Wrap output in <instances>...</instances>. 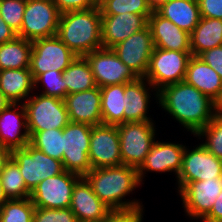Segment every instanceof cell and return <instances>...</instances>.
Here are the masks:
<instances>
[{
  "mask_svg": "<svg viewBox=\"0 0 222 222\" xmlns=\"http://www.w3.org/2000/svg\"><path fill=\"white\" fill-rule=\"evenodd\" d=\"M157 104L193 136L217 114V104L185 81L161 88Z\"/></svg>",
  "mask_w": 222,
  "mask_h": 222,
  "instance_id": "1",
  "label": "cell"
},
{
  "mask_svg": "<svg viewBox=\"0 0 222 222\" xmlns=\"http://www.w3.org/2000/svg\"><path fill=\"white\" fill-rule=\"evenodd\" d=\"M84 178L97 197L111 210L142 206V203L137 199H127L128 201L125 199L127 195L133 193L132 191L142 186L138 177V170L134 167L120 165L94 168Z\"/></svg>",
  "mask_w": 222,
  "mask_h": 222,
  "instance_id": "2",
  "label": "cell"
},
{
  "mask_svg": "<svg viewBox=\"0 0 222 222\" xmlns=\"http://www.w3.org/2000/svg\"><path fill=\"white\" fill-rule=\"evenodd\" d=\"M56 36L77 56L102 48L100 8L61 14Z\"/></svg>",
  "mask_w": 222,
  "mask_h": 222,
  "instance_id": "3",
  "label": "cell"
},
{
  "mask_svg": "<svg viewBox=\"0 0 222 222\" xmlns=\"http://www.w3.org/2000/svg\"><path fill=\"white\" fill-rule=\"evenodd\" d=\"M154 121L127 122L117 125L122 165L138 169L156 139Z\"/></svg>",
  "mask_w": 222,
  "mask_h": 222,
  "instance_id": "4",
  "label": "cell"
},
{
  "mask_svg": "<svg viewBox=\"0 0 222 222\" xmlns=\"http://www.w3.org/2000/svg\"><path fill=\"white\" fill-rule=\"evenodd\" d=\"M33 93L24 103L28 132L63 129L70 123L62 99Z\"/></svg>",
  "mask_w": 222,
  "mask_h": 222,
  "instance_id": "5",
  "label": "cell"
},
{
  "mask_svg": "<svg viewBox=\"0 0 222 222\" xmlns=\"http://www.w3.org/2000/svg\"><path fill=\"white\" fill-rule=\"evenodd\" d=\"M191 51L154 48L145 79L159 91L164 86L184 81Z\"/></svg>",
  "mask_w": 222,
  "mask_h": 222,
  "instance_id": "6",
  "label": "cell"
},
{
  "mask_svg": "<svg viewBox=\"0 0 222 222\" xmlns=\"http://www.w3.org/2000/svg\"><path fill=\"white\" fill-rule=\"evenodd\" d=\"M92 126L70 122L63 128L64 170L84 177L91 169L89 146Z\"/></svg>",
  "mask_w": 222,
  "mask_h": 222,
  "instance_id": "7",
  "label": "cell"
},
{
  "mask_svg": "<svg viewBox=\"0 0 222 222\" xmlns=\"http://www.w3.org/2000/svg\"><path fill=\"white\" fill-rule=\"evenodd\" d=\"M11 159L18 165L27 188L33 189L43 180L64 172L62 161L31 146L13 149Z\"/></svg>",
  "mask_w": 222,
  "mask_h": 222,
  "instance_id": "8",
  "label": "cell"
},
{
  "mask_svg": "<svg viewBox=\"0 0 222 222\" xmlns=\"http://www.w3.org/2000/svg\"><path fill=\"white\" fill-rule=\"evenodd\" d=\"M60 13L53 0H27L18 37L28 41L55 36Z\"/></svg>",
  "mask_w": 222,
  "mask_h": 222,
  "instance_id": "9",
  "label": "cell"
},
{
  "mask_svg": "<svg viewBox=\"0 0 222 222\" xmlns=\"http://www.w3.org/2000/svg\"><path fill=\"white\" fill-rule=\"evenodd\" d=\"M77 57L56 35L32 41L29 70L34 80L47 71L63 72Z\"/></svg>",
  "mask_w": 222,
  "mask_h": 222,
  "instance_id": "10",
  "label": "cell"
},
{
  "mask_svg": "<svg viewBox=\"0 0 222 222\" xmlns=\"http://www.w3.org/2000/svg\"><path fill=\"white\" fill-rule=\"evenodd\" d=\"M214 177H222V159L215 157L200 143L191 150L185 146L176 182L178 193L190 182Z\"/></svg>",
  "mask_w": 222,
  "mask_h": 222,
  "instance_id": "11",
  "label": "cell"
},
{
  "mask_svg": "<svg viewBox=\"0 0 222 222\" xmlns=\"http://www.w3.org/2000/svg\"><path fill=\"white\" fill-rule=\"evenodd\" d=\"M88 61L98 87L128 84L138 77L127 67L112 50L99 48L84 56Z\"/></svg>",
  "mask_w": 222,
  "mask_h": 222,
  "instance_id": "12",
  "label": "cell"
},
{
  "mask_svg": "<svg viewBox=\"0 0 222 222\" xmlns=\"http://www.w3.org/2000/svg\"><path fill=\"white\" fill-rule=\"evenodd\" d=\"M81 176L64 171L41 181L31 192L30 199L37 208H68L72 191Z\"/></svg>",
  "mask_w": 222,
  "mask_h": 222,
  "instance_id": "13",
  "label": "cell"
},
{
  "mask_svg": "<svg viewBox=\"0 0 222 222\" xmlns=\"http://www.w3.org/2000/svg\"><path fill=\"white\" fill-rule=\"evenodd\" d=\"M152 32L149 26L132 34L126 40L116 44L112 50L138 78H144L154 51Z\"/></svg>",
  "mask_w": 222,
  "mask_h": 222,
  "instance_id": "14",
  "label": "cell"
},
{
  "mask_svg": "<svg viewBox=\"0 0 222 222\" xmlns=\"http://www.w3.org/2000/svg\"><path fill=\"white\" fill-rule=\"evenodd\" d=\"M89 160L92 169L122 165L117 126L107 124L92 126Z\"/></svg>",
  "mask_w": 222,
  "mask_h": 222,
  "instance_id": "15",
  "label": "cell"
},
{
  "mask_svg": "<svg viewBox=\"0 0 222 222\" xmlns=\"http://www.w3.org/2000/svg\"><path fill=\"white\" fill-rule=\"evenodd\" d=\"M222 191V177L188 183L179 195L182 207L190 220H202L211 210Z\"/></svg>",
  "mask_w": 222,
  "mask_h": 222,
  "instance_id": "16",
  "label": "cell"
},
{
  "mask_svg": "<svg viewBox=\"0 0 222 222\" xmlns=\"http://www.w3.org/2000/svg\"><path fill=\"white\" fill-rule=\"evenodd\" d=\"M186 145L172 142L155 141L142 165L137 169L140 183L147 172H173L176 178L182 167V157ZM147 171V172H146Z\"/></svg>",
  "mask_w": 222,
  "mask_h": 222,
  "instance_id": "17",
  "label": "cell"
},
{
  "mask_svg": "<svg viewBox=\"0 0 222 222\" xmlns=\"http://www.w3.org/2000/svg\"><path fill=\"white\" fill-rule=\"evenodd\" d=\"M29 139L23 103H10L0 112V143L12 151L24 148Z\"/></svg>",
  "mask_w": 222,
  "mask_h": 222,
  "instance_id": "18",
  "label": "cell"
},
{
  "mask_svg": "<svg viewBox=\"0 0 222 222\" xmlns=\"http://www.w3.org/2000/svg\"><path fill=\"white\" fill-rule=\"evenodd\" d=\"M147 26L148 19L139 14L124 12L117 15H101L103 48H112Z\"/></svg>",
  "mask_w": 222,
  "mask_h": 222,
  "instance_id": "19",
  "label": "cell"
},
{
  "mask_svg": "<svg viewBox=\"0 0 222 222\" xmlns=\"http://www.w3.org/2000/svg\"><path fill=\"white\" fill-rule=\"evenodd\" d=\"M64 102L70 122L91 126L102 124L100 87L67 94Z\"/></svg>",
  "mask_w": 222,
  "mask_h": 222,
  "instance_id": "20",
  "label": "cell"
},
{
  "mask_svg": "<svg viewBox=\"0 0 222 222\" xmlns=\"http://www.w3.org/2000/svg\"><path fill=\"white\" fill-rule=\"evenodd\" d=\"M69 208L78 222H103L111 210L97 197L84 177L74 185Z\"/></svg>",
  "mask_w": 222,
  "mask_h": 222,
  "instance_id": "21",
  "label": "cell"
},
{
  "mask_svg": "<svg viewBox=\"0 0 222 222\" xmlns=\"http://www.w3.org/2000/svg\"><path fill=\"white\" fill-rule=\"evenodd\" d=\"M151 92L155 95L157 102L158 91L145 78H137L135 81L125 84V97L123 99L124 123L154 121L147 115L151 101Z\"/></svg>",
  "mask_w": 222,
  "mask_h": 222,
  "instance_id": "22",
  "label": "cell"
},
{
  "mask_svg": "<svg viewBox=\"0 0 222 222\" xmlns=\"http://www.w3.org/2000/svg\"><path fill=\"white\" fill-rule=\"evenodd\" d=\"M154 46L165 50L191 51L190 34L178 28L169 19L153 11L148 18Z\"/></svg>",
  "mask_w": 222,
  "mask_h": 222,
  "instance_id": "23",
  "label": "cell"
},
{
  "mask_svg": "<svg viewBox=\"0 0 222 222\" xmlns=\"http://www.w3.org/2000/svg\"><path fill=\"white\" fill-rule=\"evenodd\" d=\"M184 81L198 89L216 104L222 98L221 77L198 56L190 58Z\"/></svg>",
  "mask_w": 222,
  "mask_h": 222,
  "instance_id": "24",
  "label": "cell"
},
{
  "mask_svg": "<svg viewBox=\"0 0 222 222\" xmlns=\"http://www.w3.org/2000/svg\"><path fill=\"white\" fill-rule=\"evenodd\" d=\"M0 91L11 103H24L35 91L29 68L0 70Z\"/></svg>",
  "mask_w": 222,
  "mask_h": 222,
  "instance_id": "25",
  "label": "cell"
},
{
  "mask_svg": "<svg viewBox=\"0 0 222 222\" xmlns=\"http://www.w3.org/2000/svg\"><path fill=\"white\" fill-rule=\"evenodd\" d=\"M156 12L189 34L201 19L197 0H171Z\"/></svg>",
  "mask_w": 222,
  "mask_h": 222,
  "instance_id": "26",
  "label": "cell"
},
{
  "mask_svg": "<svg viewBox=\"0 0 222 222\" xmlns=\"http://www.w3.org/2000/svg\"><path fill=\"white\" fill-rule=\"evenodd\" d=\"M222 46V19L201 17L198 25L190 33L192 56L205 50Z\"/></svg>",
  "mask_w": 222,
  "mask_h": 222,
  "instance_id": "27",
  "label": "cell"
},
{
  "mask_svg": "<svg viewBox=\"0 0 222 222\" xmlns=\"http://www.w3.org/2000/svg\"><path fill=\"white\" fill-rule=\"evenodd\" d=\"M102 124L117 126L124 123L125 84L101 87Z\"/></svg>",
  "mask_w": 222,
  "mask_h": 222,
  "instance_id": "28",
  "label": "cell"
},
{
  "mask_svg": "<svg viewBox=\"0 0 222 222\" xmlns=\"http://www.w3.org/2000/svg\"><path fill=\"white\" fill-rule=\"evenodd\" d=\"M32 42L21 37L0 44V70L29 68Z\"/></svg>",
  "mask_w": 222,
  "mask_h": 222,
  "instance_id": "29",
  "label": "cell"
},
{
  "mask_svg": "<svg viewBox=\"0 0 222 222\" xmlns=\"http://www.w3.org/2000/svg\"><path fill=\"white\" fill-rule=\"evenodd\" d=\"M62 75L66 84V95L97 87L90 65L84 56H77Z\"/></svg>",
  "mask_w": 222,
  "mask_h": 222,
  "instance_id": "30",
  "label": "cell"
},
{
  "mask_svg": "<svg viewBox=\"0 0 222 222\" xmlns=\"http://www.w3.org/2000/svg\"><path fill=\"white\" fill-rule=\"evenodd\" d=\"M29 144L46 155L62 161L63 129H51L39 132H29Z\"/></svg>",
  "mask_w": 222,
  "mask_h": 222,
  "instance_id": "31",
  "label": "cell"
},
{
  "mask_svg": "<svg viewBox=\"0 0 222 222\" xmlns=\"http://www.w3.org/2000/svg\"><path fill=\"white\" fill-rule=\"evenodd\" d=\"M0 180L9 200L30 198L31 191L27 188L18 165L11 158L5 164Z\"/></svg>",
  "mask_w": 222,
  "mask_h": 222,
  "instance_id": "32",
  "label": "cell"
},
{
  "mask_svg": "<svg viewBox=\"0 0 222 222\" xmlns=\"http://www.w3.org/2000/svg\"><path fill=\"white\" fill-rule=\"evenodd\" d=\"M34 210L30 198L8 200L0 208V222H33Z\"/></svg>",
  "mask_w": 222,
  "mask_h": 222,
  "instance_id": "33",
  "label": "cell"
},
{
  "mask_svg": "<svg viewBox=\"0 0 222 222\" xmlns=\"http://www.w3.org/2000/svg\"><path fill=\"white\" fill-rule=\"evenodd\" d=\"M195 137L205 139L201 144L215 157L222 159V115L216 114Z\"/></svg>",
  "mask_w": 222,
  "mask_h": 222,
  "instance_id": "34",
  "label": "cell"
},
{
  "mask_svg": "<svg viewBox=\"0 0 222 222\" xmlns=\"http://www.w3.org/2000/svg\"><path fill=\"white\" fill-rule=\"evenodd\" d=\"M101 15L134 13L145 16L152 14L146 0H105L100 6Z\"/></svg>",
  "mask_w": 222,
  "mask_h": 222,
  "instance_id": "35",
  "label": "cell"
},
{
  "mask_svg": "<svg viewBox=\"0 0 222 222\" xmlns=\"http://www.w3.org/2000/svg\"><path fill=\"white\" fill-rule=\"evenodd\" d=\"M35 90L40 84L43 90L40 94L56 97L64 100L66 96V84L63 80L62 72L59 71H47L45 73L40 74L35 80ZM42 84V85H41Z\"/></svg>",
  "mask_w": 222,
  "mask_h": 222,
  "instance_id": "36",
  "label": "cell"
},
{
  "mask_svg": "<svg viewBox=\"0 0 222 222\" xmlns=\"http://www.w3.org/2000/svg\"><path fill=\"white\" fill-rule=\"evenodd\" d=\"M27 0H0L2 19L17 34L20 32Z\"/></svg>",
  "mask_w": 222,
  "mask_h": 222,
  "instance_id": "37",
  "label": "cell"
},
{
  "mask_svg": "<svg viewBox=\"0 0 222 222\" xmlns=\"http://www.w3.org/2000/svg\"><path fill=\"white\" fill-rule=\"evenodd\" d=\"M33 222H78V219L69 207L61 209L35 207Z\"/></svg>",
  "mask_w": 222,
  "mask_h": 222,
  "instance_id": "38",
  "label": "cell"
},
{
  "mask_svg": "<svg viewBox=\"0 0 222 222\" xmlns=\"http://www.w3.org/2000/svg\"><path fill=\"white\" fill-rule=\"evenodd\" d=\"M143 213V205L129 209H114L107 213L103 222H142Z\"/></svg>",
  "mask_w": 222,
  "mask_h": 222,
  "instance_id": "39",
  "label": "cell"
},
{
  "mask_svg": "<svg viewBox=\"0 0 222 222\" xmlns=\"http://www.w3.org/2000/svg\"><path fill=\"white\" fill-rule=\"evenodd\" d=\"M60 14L98 7L95 0H53Z\"/></svg>",
  "mask_w": 222,
  "mask_h": 222,
  "instance_id": "40",
  "label": "cell"
},
{
  "mask_svg": "<svg viewBox=\"0 0 222 222\" xmlns=\"http://www.w3.org/2000/svg\"><path fill=\"white\" fill-rule=\"evenodd\" d=\"M198 57L213 68L222 79V46L205 50Z\"/></svg>",
  "mask_w": 222,
  "mask_h": 222,
  "instance_id": "41",
  "label": "cell"
},
{
  "mask_svg": "<svg viewBox=\"0 0 222 222\" xmlns=\"http://www.w3.org/2000/svg\"><path fill=\"white\" fill-rule=\"evenodd\" d=\"M201 17L222 19V0H197Z\"/></svg>",
  "mask_w": 222,
  "mask_h": 222,
  "instance_id": "42",
  "label": "cell"
},
{
  "mask_svg": "<svg viewBox=\"0 0 222 222\" xmlns=\"http://www.w3.org/2000/svg\"><path fill=\"white\" fill-rule=\"evenodd\" d=\"M202 222H222V191L216 198L210 212L202 219Z\"/></svg>",
  "mask_w": 222,
  "mask_h": 222,
  "instance_id": "43",
  "label": "cell"
},
{
  "mask_svg": "<svg viewBox=\"0 0 222 222\" xmlns=\"http://www.w3.org/2000/svg\"><path fill=\"white\" fill-rule=\"evenodd\" d=\"M17 33L6 24L0 15V44L14 40Z\"/></svg>",
  "mask_w": 222,
  "mask_h": 222,
  "instance_id": "44",
  "label": "cell"
},
{
  "mask_svg": "<svg viewBox=\"0 0 222 222\" xmlns=\"http://www.w3.org/2000/svg\"><path fill=\"white\" fill-rule=\"evenodd\" d=\"M11 150L7 147L3 146L0 143V176L4 169L5 164L10 160L11 158Z\"/></svg>",
  "mask_w": 222,
  "mask_h": 222,
  "instance_id": "45",
  "label": "cell"
},
{
  "mask_svg": "<svg viewBox=\"0 0 222 222\" xmlns=\"http://www.w3.org/2000/svg\"><path fill=\"white\" fill-rule=\"evenodd\" d=\"M170 1L171 0H146L152 12L158 10L161 6H163L164 4Z\"/></svg>",
  "mask_w": 222,
  "mask_h": 222,
  "instance_id": "46",
  "label": "cell"
},
{
  "mask_svg": "<svg viewBox=\"0 0 222 222\" xmlns=\"http://www.w3.org/2000/svg\"><path fill=\"white\" fill-rule=\"evenodd\" d=\"M8 197L4 191V188L2 186L1 180H0V208L8 201Z\"/></svg>",
  "mask_w": 222,
  "mask_h": 222,
  "instance_id": "47",
  "label": "cell"
},
{
  "mask_svg": "<svg viewBox=\"0 0 222 222\" xmlns=\"http://www.w3.org/2000/svg\"><path fill=\"white\" fill-rule=\"evenodd\" d=\"M11 102L0 91V112L5 109Z\"/></svg>",
  "mask_w": 222,
  "mask_h": 222,
  "instance_id": "48",
  "label": "cell"
},
{
  "mask_svg": "<svg viewBox=\"0 0 222 222\" xmlns=\"http://www.w3.org/2000/svg\"><path fill=\"white\" fill-rule=\"evenodd\" d=\"M217 114L222 115V98L217 103Z\"/></svg>",
  "mask_w": 222,
  "mask_h": 222,
  "instance_id": "49",
  "label": "cell"
},
{
  "mask_svg": "<svg viewBox=\"0 0 222 222\" xmlns=\"http://www.w3.org/2000/svg\"><path fill=\"white\" fill-rule=\"evenodd\" d=\"M95 1H96L97 5L99 7L105 0H95Z\"/></svg>",
  "mask_w": 222,
  "mask_h": 222,
  "instance_id": "50",
  "label": "cell"
}]
</instances>
